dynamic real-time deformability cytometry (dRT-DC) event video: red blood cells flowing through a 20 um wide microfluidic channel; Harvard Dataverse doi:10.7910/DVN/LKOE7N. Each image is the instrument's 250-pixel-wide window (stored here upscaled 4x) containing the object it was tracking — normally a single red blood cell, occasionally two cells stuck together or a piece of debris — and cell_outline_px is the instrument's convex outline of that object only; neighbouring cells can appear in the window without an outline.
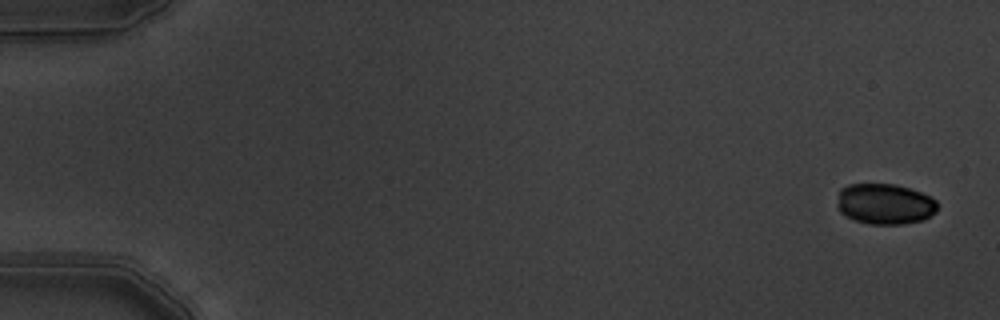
{"species": "common noctule bat (a hibernating species)", "species_latin": "Nyctalus noctula", "temperature_condition": "warm", "stored_images_in_passage": 5, "camera_frame_rate_fps": 3000, "um_per_image_px": 0.085, "animal": {"sex": "male", "body_mass_g": 19.5, "forearm_length_mm": 54.6}, "frame": {"image": 1, "passage_image": 1, "time_ms": 0.0, "image_size_px": [1000, 320], "cell_outline_px": [[936, 212], [924, 220], [904, 224], [868, 224], [856, 220], [840, 212], [836, 204], [840, 188], [848, 184], [896, 184], [932, 196], [936, 200]], "centroid_in_image_um": [75.21, 17.33], "position_along_channel_um": 9.8, "area_um2": 23.93}}
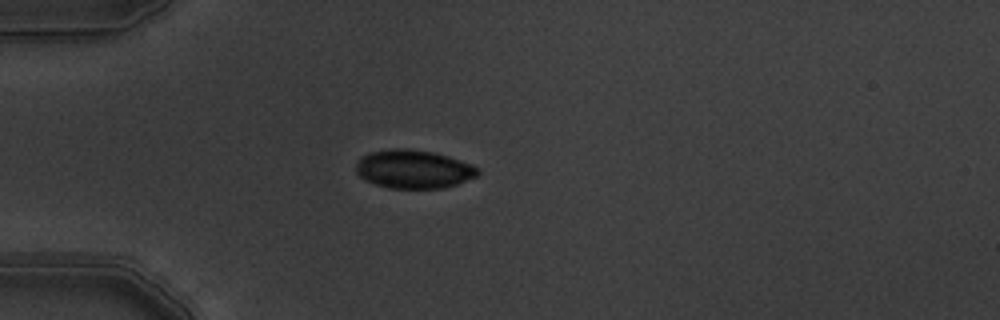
{"frame": {"image": 2, "passage_image": 5, "time_ms": 1.333, "image_size_px": [1000, 320], "cell_outline_px": [[480, 172], [476, 176], [456, 184], [444, 188], [388, 188], [376, 184], [360, 176], [356, 172], [356, 164], [360, 156], [368, 152], [392, 148], [408, 148], [432, 152], [448, 156], [472, 164], [480, 168]], "centroid_in_image_um": [35.15, 14.36], "position_along_channel_um": 49.9, "area_um2": 27.4}}